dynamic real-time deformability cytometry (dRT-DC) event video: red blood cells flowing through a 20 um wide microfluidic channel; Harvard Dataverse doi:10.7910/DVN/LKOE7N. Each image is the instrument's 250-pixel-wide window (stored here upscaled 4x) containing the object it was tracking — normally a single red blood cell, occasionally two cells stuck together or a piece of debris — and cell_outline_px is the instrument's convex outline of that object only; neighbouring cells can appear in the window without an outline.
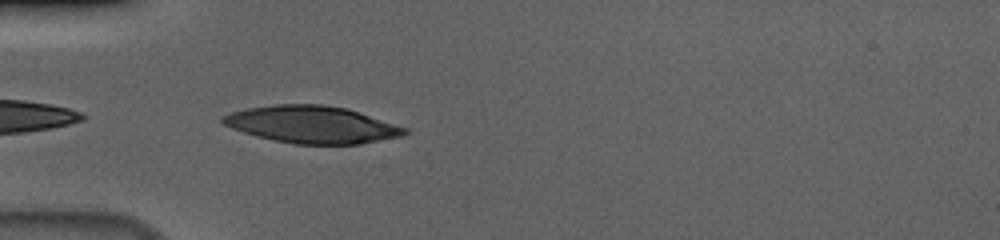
{"species": "human", "species_latin": "Homo sapiens", "temperature_condition": "cold", "stored_images_in_passage": 39, "camera_frame_rate_fps": 3000, "um_per_image_px": 0.085, "donor": {"sex": "male"}, "frame": {"image": 1, "passage_image": 1, "time_ms": 0.0, "image_size_px": [1000, 240], "cell_outline_px": [[408, 132], [404, 136], [360, 144], [292, 144], [256, 136], [232, 128], [224, 124], [220, 120], [220, 116], [232, 112], [248, 108], [276, 104], [324, 104], [348, 108], [408, 128]], "centroid_in_image_um": [26.55, 10.58], "position_along_channel_um": 58.5, "area_um2": 39.59}}
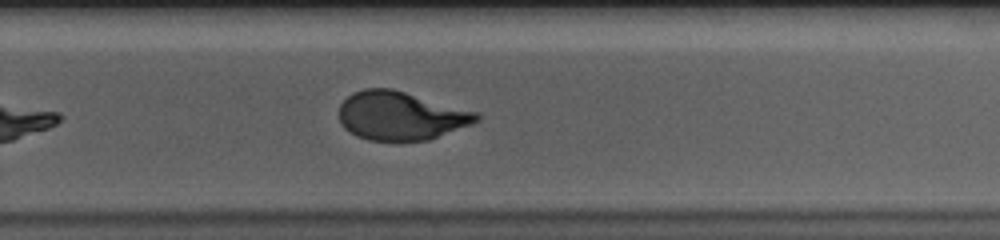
{"frame": {"image": 2, "passage_image": 21, "time_ms": 6.667, "image_size_px": [1000, 240], "cell_outline_px": [[480, 120], [472, 124], [428, 140], [368, 140], [356, 136], [344, 128], [340, 124], [340, 104], [352, 92], [364, 88], [392, 88], [480, 112]], "centroid_in_image_um": [34.08, 9.83], "position_along_channel_um": 295.7, "area_um2": 39.07}}
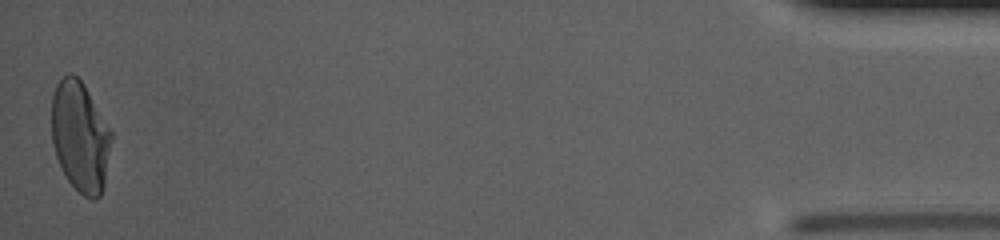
{"frame": {"image": 3, "passage_image": 39, "time_ms": 12.667, "image_size_px": [1000, 240], "cell_outline_px": [[112, 136], [104, 184], [100, 196], [96, 200], [92, 200], [84, 196], [68, 180], [56, 156], [52, 144], [52, 96], [56, 84], [68, 72], [72, 72], [84, 84], [112, 132]], "centroid_in_image_um": [6.81, 11.6], "position_along_channel_um": 428.4, "area_um2": 38.26}, "authors_computed_cell_mechanics": {"area_um2": 39.593, "velocity_mm_per_s": 3.6552, "shape_relaxation_time_tau1_ms": 5.784, "shape_relaxation_time_tau2_ms": 0.9692, "deformation_change_tau1": 0.2345, "deformation_change_tau2": 0.0676}}